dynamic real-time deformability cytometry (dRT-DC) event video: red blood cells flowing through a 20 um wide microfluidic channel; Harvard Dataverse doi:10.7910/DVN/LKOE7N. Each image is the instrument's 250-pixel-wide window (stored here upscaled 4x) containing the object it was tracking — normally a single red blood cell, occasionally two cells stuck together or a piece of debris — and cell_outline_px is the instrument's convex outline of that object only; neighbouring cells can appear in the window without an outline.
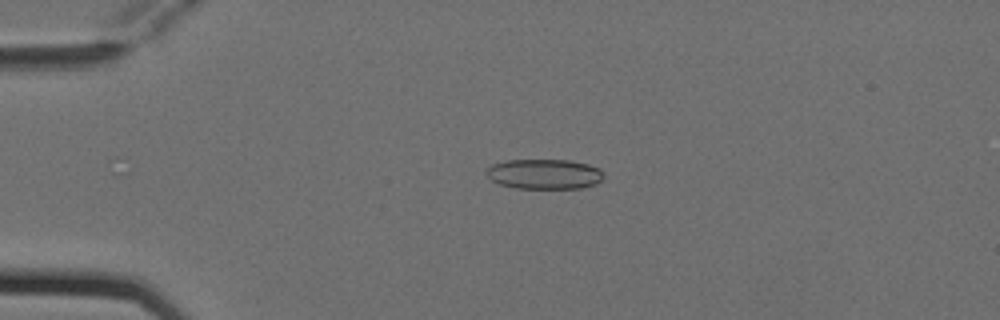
{"species": "Egyptian fruit bat (a non-hibernating species)", "species_latin": "Rousettus aegyptiacus", "temperature_condition": "cold", "stored_images_in_passage": 5, "camera_frame_rate_fps": 3000, "um_per_image_px": 0.085, "animal": {"sex": "female"}, "frame": {"image": 1, "passage_image": 4, "time_ms": 1.0, "image_size_px": [1000, 320], "cell_outline_px": [[604, 176], [596, 184], [580, 188], [516, 188], [500, 184], [492, 180], [484, 172], [492, 164], [508, 160], [568, 160], [588, 164], [600, 168], [604, 172]], "centroid_in_image_um": [46.29, 14.79], "position_along_channel_um": 38.7, "area_um2": 20.52}}